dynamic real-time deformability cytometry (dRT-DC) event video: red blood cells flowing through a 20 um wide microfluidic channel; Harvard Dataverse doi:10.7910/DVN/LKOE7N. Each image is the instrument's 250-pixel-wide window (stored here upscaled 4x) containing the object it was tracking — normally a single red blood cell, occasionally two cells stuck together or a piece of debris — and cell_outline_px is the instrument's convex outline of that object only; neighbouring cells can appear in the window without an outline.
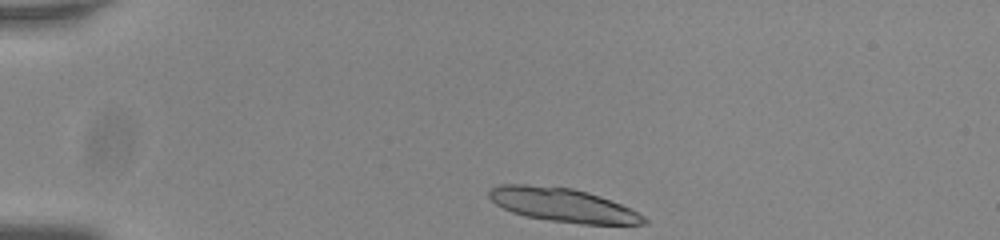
{"species": "common noctule bat (a hibernating species)", "species_latin": "Nyctalus noctula", "temperature_condition": "room temperature", "stored_images_in_passage": 43, "camera_frame_rate_fps": 3000, "um_per_image_px": 0.085, "animal": {"sex": "male", "body_mass_g": 20.0, "forearm_length_mm": 53.3}, "frame": {"image": 1, "passage_image": 1, "time_ms": 0.0, "image_size_px": [1000, 240], "cell_outline_px": [[648, 224], [580, 224], [548, 220], [524, 216], [512, 212], [496, 204], [488, 196], [488, 192], [492, 188], [500, 184], [528, 184], [572, 188], [588, 192], [600, 196], [620, 204], [644, 216], [648, 220]], "centroid_in_image_um": [47.82, 17.43], "position_along_channel_um": 37.2, "area_um2": 30.35}}
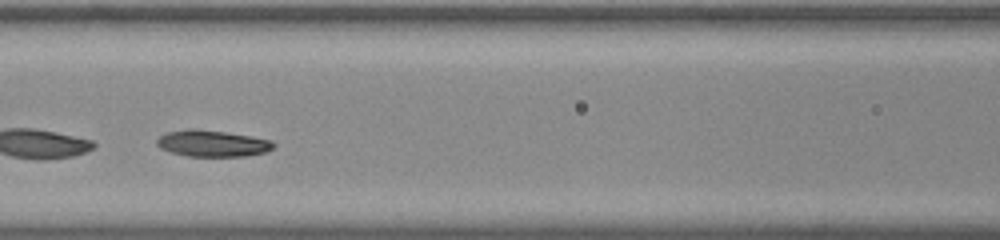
{"frame": {"image": 2, "passage_image": 15, "time_ms": 4.667, "image_size_px": [1000, 240], "cell_outline_px": [[276, 144], [272, 148], [264, 152], [244, 156], [188, 156], [172, 152], [160, 148], [156, 144], [156, 140], [160, 136], [168, 132], [188, 128], [192, 128], [224, 132], [252, 136], [272, 140]], "centroid_in_image_um": [18.04, 12.18], "position_along_channel_um": 148.6, "area_um2": 17.86}}
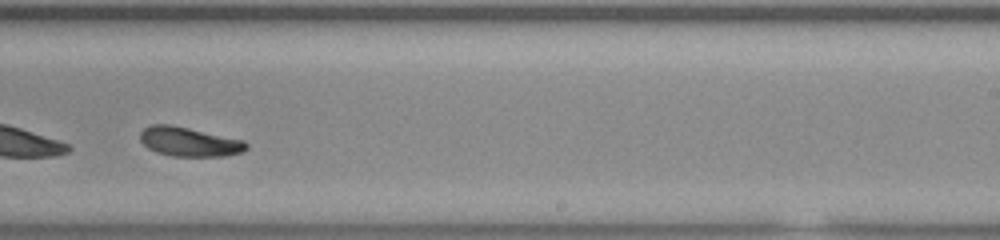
{"frame": {"image": 3, "passage_image": 25, "time_ms": 8.0, "image_size_px": [1000, 240], "cell_outline_px": [[248, 148], [244, 152], [224, 156], [172, 156], [156, 152], [148, 148], [140, 140], [140, 132], [144, 128], [152, 124], [168, 124], [188, 128], [244, 140], [248, 144]], "centroid_in_image_um": [16.09, 12.05], "position_along_channel_um": 272.9, "area_um2": 18.09}, "authors_computed_cell_mechanics": {"area_um2": 18.3226, "velocity_mm_per_s": 3.7468, "shape_relaxation_time_tau1_ms": 2.7678, "shape_relaxation_time_tau2_ms": 2.3566, "deformation_change_tau1": 0.1015, "deformation_change_tau2": 0.0729}}